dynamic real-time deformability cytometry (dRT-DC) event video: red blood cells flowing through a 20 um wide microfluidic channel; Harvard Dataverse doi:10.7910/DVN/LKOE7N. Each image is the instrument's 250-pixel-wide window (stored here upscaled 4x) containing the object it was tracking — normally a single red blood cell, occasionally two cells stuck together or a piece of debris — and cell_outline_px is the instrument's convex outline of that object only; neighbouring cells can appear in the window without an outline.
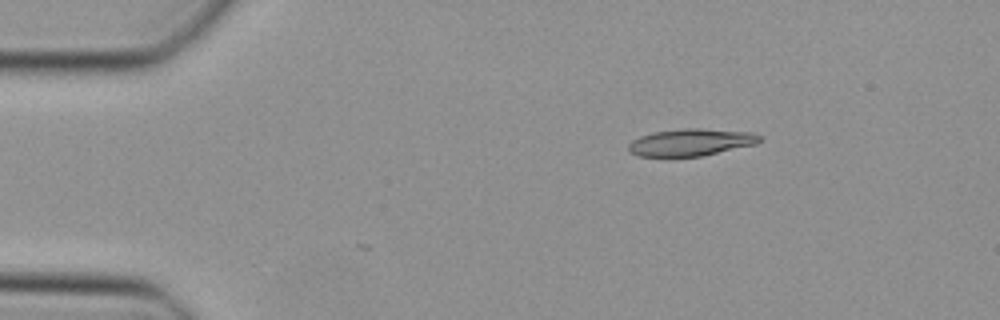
{"species": "Egyptian fruit bat (a non-hibernating species)", "species_latin": "Rousettus aegyptiacus", "temperature_condition": "cold", "stored_images_in_passage": 41, "camera_frame_rate_fps": 3000, "um_per_image_px": 0.085, "animal": {"sex": "female"}, "frame": {"image": 1, "passage_image": 1, "time_ms": 0.0, "image_size_px": [1000, 320], "cell_outline_px": [[764, 136], [756, 144], [700, 156], [640, 156], [632, 152], [628, 148], [628, 144], [632, 140], [640, 136], [656, 132], [684, 128], [700, 128], [752, 132]], "centroid_in_image_um": [58.77, 12.08], "position_along_channel_um": 26.2, "area_um2": 20.52}}
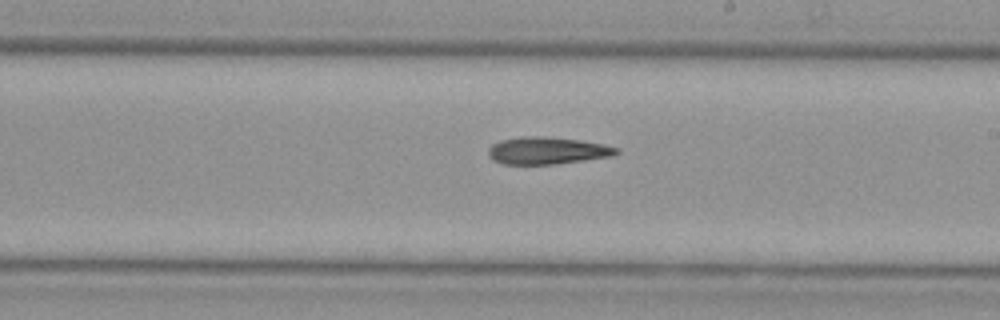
{"frame": {"image": 2, "passage_image": 21, "time_ms": 6.667, "image_size_px": [1000, 320], "cell_outline_px": [[620, 152], [612, 156], [556, 164], [504, 164], [492, 160], [488, 156], [488, 148], [492, 144], [500, 140], [532, 136], [536, 136], [576, 140], [604, 144], [620, 148]], "centroid_in_image_um": [46.51, 12.82], "position_along_channel_um": 242.5, "area_um2": 20.11}}
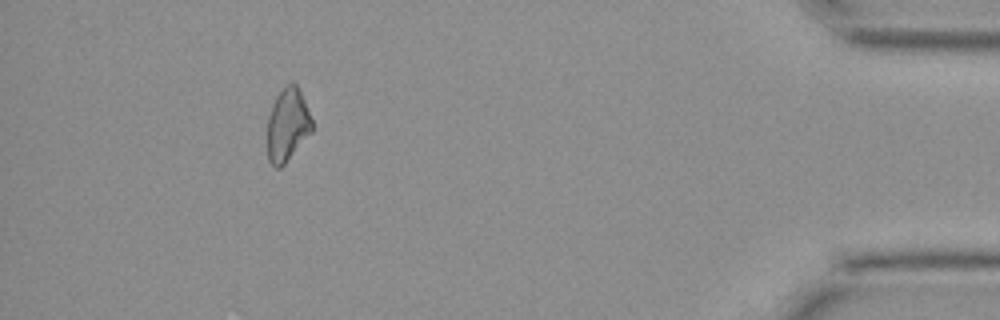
{"frame": {"image": 3, "passage_image": 37, "time_ms": 12.0, "image_size_px": [1000, 320], "cell_outline_px": [[312, 132], [284, 164], [280, 168], [276, 168], [268, 160], [268, 116], [272, 104], [276, 96], [284, 84], [292, 80], [296, 84], [304, 100], [312, 120]], "centroid_in_image_um": [24.43, 10.58], "position_along_channel_um": 410.8, "area_um2": 19.02}}